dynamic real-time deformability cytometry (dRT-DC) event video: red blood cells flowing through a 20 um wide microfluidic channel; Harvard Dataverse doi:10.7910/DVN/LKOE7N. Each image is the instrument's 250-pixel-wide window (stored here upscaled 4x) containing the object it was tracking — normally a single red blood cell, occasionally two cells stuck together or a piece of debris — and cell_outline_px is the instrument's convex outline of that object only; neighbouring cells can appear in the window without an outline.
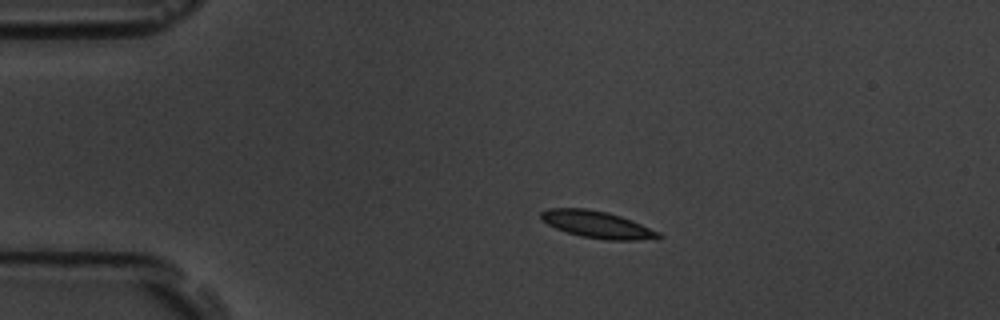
{"species": "common noctule bat (a hibernating species)", "species_latin": "Nyctalus noctula", "temperature_condition": "room temperature", "stored_images_in_passage": 15, "camera_frame_rate_fps": 3000, "um_per_image_px": 0.085, "animal": {"sex": "male", "body_mass_g": 19.5, "forearm_length_mm": 54.6}, "frame": {"image": 1, "passage_image": 3, "time_ms": 0.667, "image_size_px": [1000, 320], "cell_outline_px": [[664, 236], [636, 240], [604, 240], [580, 236], [556, 228], [540, 220], [540, 212], [548, 208], [588, 208], [608, 212], [632, 220], [660, 232]], "centroid_in_image_um": [50.72, 19.07], "position_along_channel_um": 34.3, "area_um2": 18.5}}
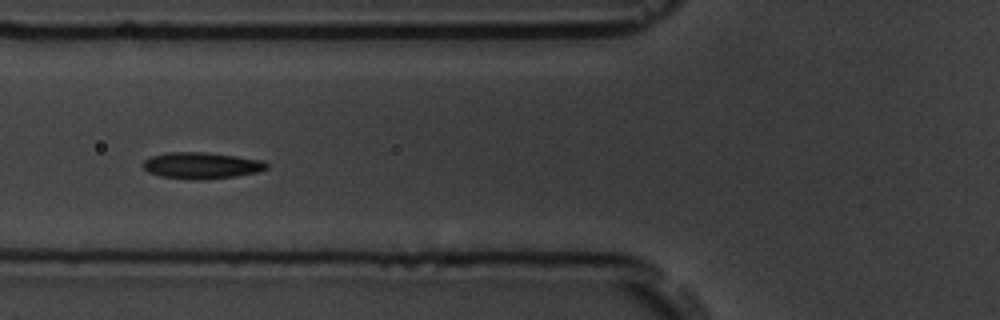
{"frame": {"image": 2, "passage_image": 6, "time_ms": 1.667, "image_size_px": [1000, 320], "cell_outline_px": [[268, 168], [256, 172], [236, 176], [196, 180], [188, 180], [160, 176], [148, 172], [140, 164], [144, 160], [152, 156], [168, 152], [208, 152], [264, 160], [268, 164]], "centroid_in_image_um": [17.11, 14.06], "position_along_channel_um": 108.7, "area_um2": 19.19}}
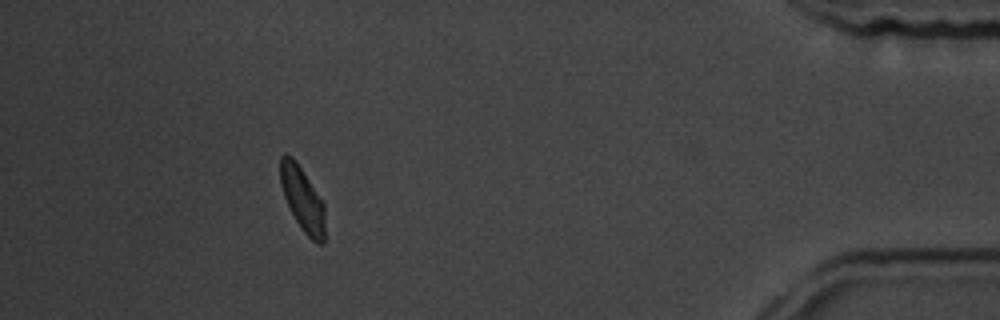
{"frame": {"image": 3, "passage_image": 14, "time_ms": 4.333, "image_size_px": [1000, 320], "cell_outline_px": [[324, 244], [316, 244], [304, 232], [296, 220], [284, 196], [280, 184], [280, 156], [284, 152], [292, 156], [324, 200]], "centroid_in_image_um": [25.72, 16.89], "position_along_channel_um": 409.5, "area_um2": 16.82}}